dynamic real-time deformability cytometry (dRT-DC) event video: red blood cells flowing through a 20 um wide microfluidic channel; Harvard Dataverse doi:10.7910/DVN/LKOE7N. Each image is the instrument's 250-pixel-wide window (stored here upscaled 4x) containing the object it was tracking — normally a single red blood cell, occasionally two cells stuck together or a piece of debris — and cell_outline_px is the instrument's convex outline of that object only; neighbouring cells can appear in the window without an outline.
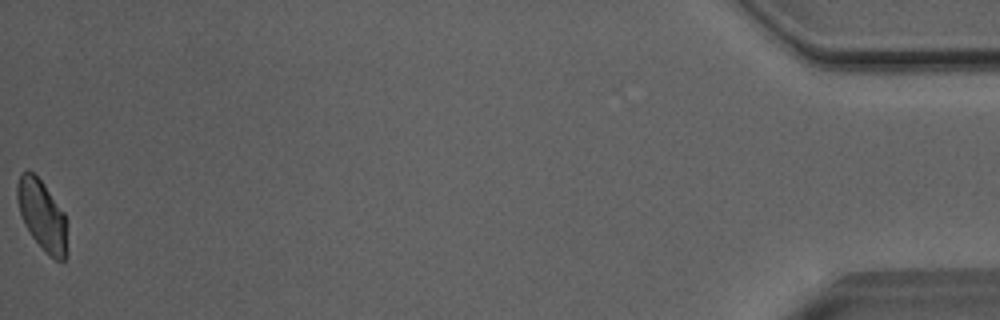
{"species": "Egyptian fruit bat (a non-hibernating species)", "species_latin": "Rousettus aegyptiacus", "temperature_condition": "room temperature", "stored_images_in_passage": 39, "camera_frame_rate_fps": 3000, "um_per_image_px": 0.085, "animal": {"sex": "male"}, "frame": {"image": 1, "passage_image": 39, "time_ms": 12.667, "image_size_px": [1000, 320], "cell_outline_px": [[68, 252], [64, 260], [56, 260], [44, 252], [32, 236], [24, 224], [20, 212], [16, 196], [16, 184], [20, 172], [32, 172], [44, 184], [64, 212], [68, 220]], "centroid_in_image_um": [3.62, 18.34], "position_along_channel_um": 431.6, "area_um2": 20.92}, "authors_computed_cell_mechanics": {"area_um2": 21.7328, "velocity_mm_per_s": 4.0592, "shape_relaxation_time_tau1_ms": 5.646, "shape_relaxation_time_tau2_ms": 2.6877, "deformation_change_tau1": 0.1295, "deformation_change_tau2": 0.0799}}